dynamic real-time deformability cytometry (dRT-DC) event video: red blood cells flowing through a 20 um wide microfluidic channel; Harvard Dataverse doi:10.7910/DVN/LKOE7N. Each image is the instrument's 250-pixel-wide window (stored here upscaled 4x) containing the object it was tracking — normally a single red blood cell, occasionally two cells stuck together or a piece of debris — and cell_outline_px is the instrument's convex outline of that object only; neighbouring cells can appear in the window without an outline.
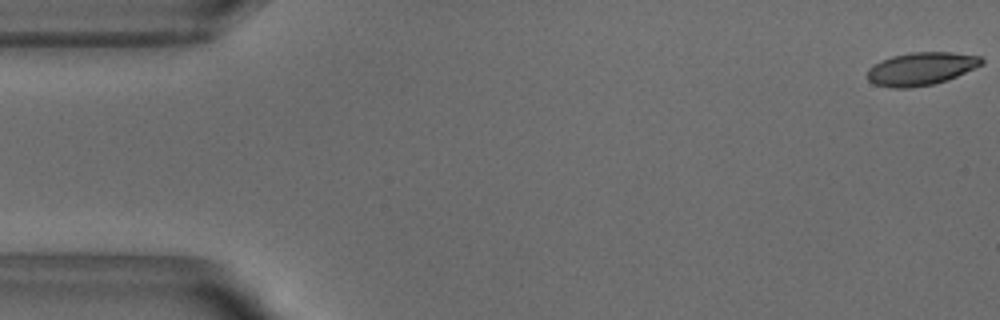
{"species": "common noctule bat (a hibernating species)", "species_latin": "Nyctalus noctula", "temperature_condition": "warm", "stored_images_in_passage": 9, "camera_frame_rate_fps": 3000, "um_per_image_px": 0.085, "animal": {"sex": "male", "body_mass_g": 18.8}, "frame": {"image": 1, "passage_image": 1, "time_ms": 0.0, "image_size_px": [1000, 320], "cell_outline_px": [[984, 64], [948, 80], [932, 84], [908, 88], [892, 88], [872, 84], [868, 80], [868, 68], [880, 60], [892, 56], [912, 52], [952, 52], [980, 56], [984, 60]], "centroid_in_image_um": [78.29, 5.84], "position_along_channel_um": 6.7, "area_um2": 22.08}}